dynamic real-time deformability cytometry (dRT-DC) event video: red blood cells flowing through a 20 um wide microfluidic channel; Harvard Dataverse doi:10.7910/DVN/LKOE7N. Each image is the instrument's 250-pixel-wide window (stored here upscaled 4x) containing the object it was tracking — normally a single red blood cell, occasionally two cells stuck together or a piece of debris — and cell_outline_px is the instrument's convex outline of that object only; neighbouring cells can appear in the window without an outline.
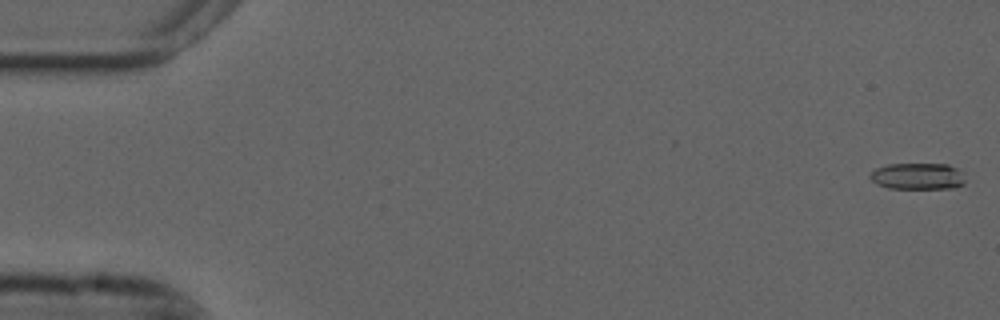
{"species": "common noctule bat (a hibernating species)", "species_latin": "Nyctalus noctula", "temperature_condition": "cold", "stored_images_in_passage": 55, "camera_frame_rate_fps": 3000, "um_per_image_px": 0.085, "animal": {"sex": "male", "forearm_length_mm": 52.5}, "frame": {"image": 1, "passage_image": 1, "time_ms": 0.0, "image_size_px": [1000, 320], "cell_outline_px": [[964, 184], [956, 188], [888, 188], [876, 184], [868, 176], [876, 168], [888, 164], [948, 164], [964, 172]], "centroid_in_image_um": [78.03, 14.98], "position_along_channel_um": 7.0, "area_um2": 14.8}}
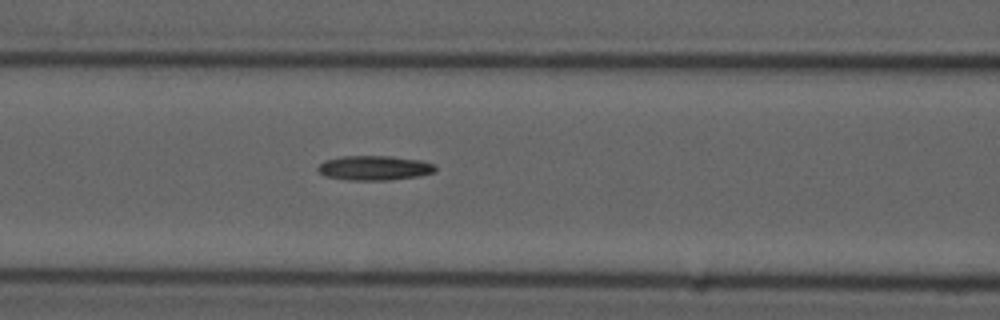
{"frame": {"image": 2, "passage_image": 23, "time_ms": 7.333, "image_size_px": [1000, 320], "cell_outline_px": [[436, 172], [420, 176], [392, 180], [348, 180], [324, 176], [316, 168], [320, 164], [328, 160], [340, 156], [388, 156], [420, 160], [436, 164]], "centroid_in_image_um": [31.87, 14.28], "position_along_channel_um": 134.7, "area_um2": 16.94}}
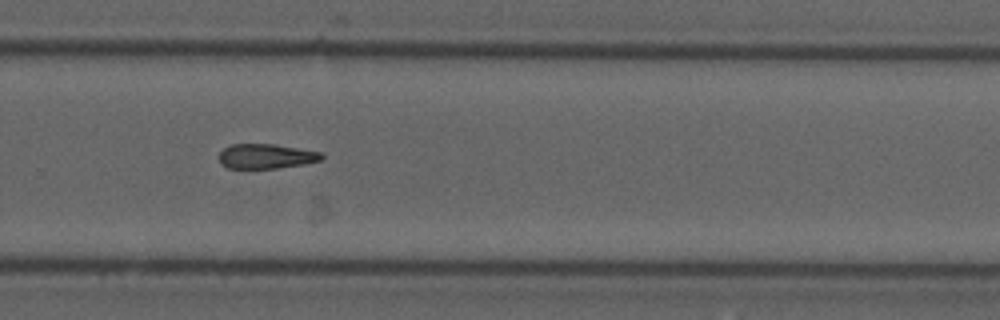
{"frame": {"image": 3, "passage_image": 37, "time_ms": 12.0, "image_size_px": [1000, 320], "cell_outline_px": [[324, 156], [320, 160], [304, 164], [276, 168], [228, 168], [220, 164], [220, 152], [224, 148], [232, 144], [272, 144], [320, 152]], "centroid_in_image_um": [22.59, 13.28], "position_along_channel_um": 307.2, "area_um2": 14.57}}